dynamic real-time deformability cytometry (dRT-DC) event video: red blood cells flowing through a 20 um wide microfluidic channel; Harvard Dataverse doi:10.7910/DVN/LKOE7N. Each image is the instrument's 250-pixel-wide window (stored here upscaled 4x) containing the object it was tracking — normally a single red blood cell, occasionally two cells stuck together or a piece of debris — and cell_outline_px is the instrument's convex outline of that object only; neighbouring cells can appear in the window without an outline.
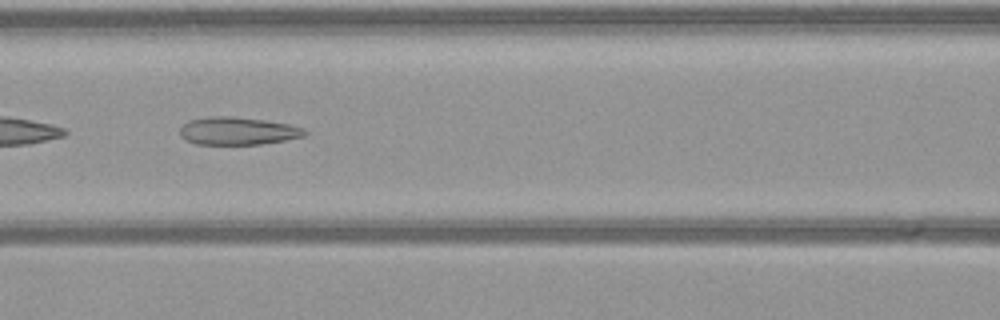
{"species": "common noctule bat (a hibernating species)", "species_latin": "Nyctalus noctula", "temperature_condition": "warm", "stored_images_in_passage": 12, "camera_frame_rate_fps": 3000, "um_per_image_px": 0.085, "animal": {"sex": "female", "body_mass_g": 21.9}, "frame": {"image": 1, "passage_image": 7, "time_ms": 2.0, "image_size_px": [1000, 320], "cell_outline_px": [[308, 132], [304, 136], [284, 140], [260, 144], [196, 144], [184, 140], [180, 136], [180, 128], [188, 120], [208, 116], [232, 116], [264, 120], [288, 124], [304, 128]], "centroid_in_image_um": [20.17, 11.13], "position_along_channel_um": 146.4, "area_um2": 20.23}}
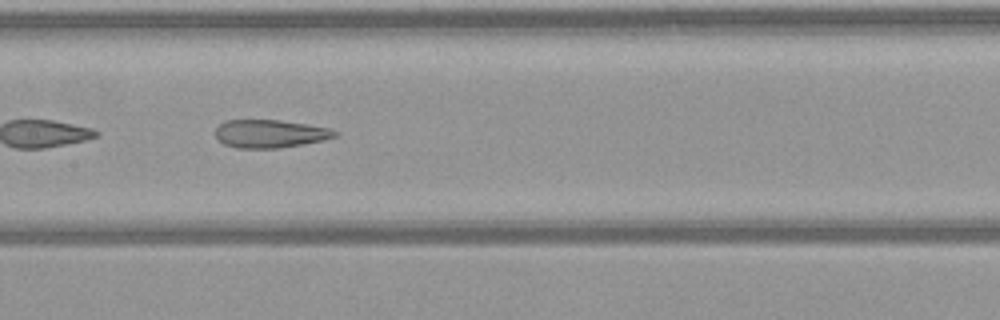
{"frame": {"image": 2, "passage_image": 10, "time_ms": 3.0, "image_size_px": [1000, 320], "cell_outline_px": [[340, 132], [336, 136], [324, 140], [304, 144], [280, 148], [236, 148], [224, 144], [216, 136], [216, 128], [224, 120], [280, 120], [308, 124], [332, 128]], "centroid_in_image_um": [23.0, 11.36], "position_along_channel_um": 184.4, "area_um2": 19.71}}